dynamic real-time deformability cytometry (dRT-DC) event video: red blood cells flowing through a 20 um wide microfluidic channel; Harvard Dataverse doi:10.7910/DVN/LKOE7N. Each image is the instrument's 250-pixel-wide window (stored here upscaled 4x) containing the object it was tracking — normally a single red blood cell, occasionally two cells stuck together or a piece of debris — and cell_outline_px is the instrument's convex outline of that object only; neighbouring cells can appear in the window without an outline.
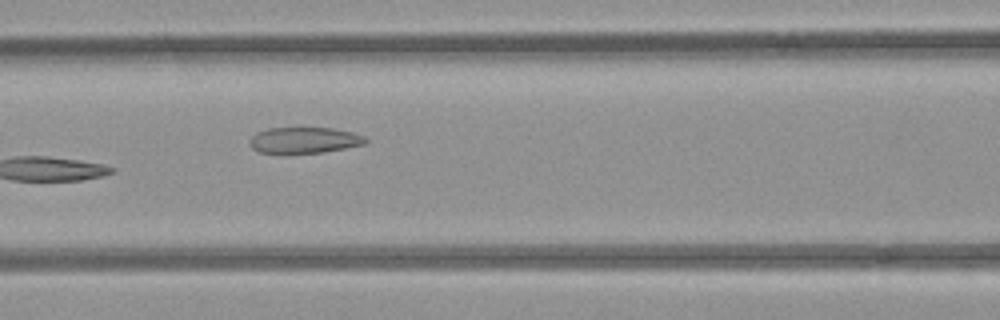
{"species": "common noctule bat (a hibernating species)", "species_latin": "Nyctalus noctula", "temperature_condition": "room temperature", "stored_images_in_passage": 6, "camera_frame_rate_fps": 3000, "um_per_image_px": 0.085, "animal": {"sex": "female", "body_mass_g": 21.9}, "frame": {"image": 1, "passage_image": 6, "time_ms": 6.0, "image_size_px": [1000, 320], "cell_outline_px": [[368, 140], [364, 144], [344, 148], [320, 152], [260, 152], [252, 148], [248, 140], [256, 132], [268, 128], [300, 124], [332, 128], [352, 132], [364, 136]], "centroid_in_image_um": [25.83, 11.84], "position_along_channel_um": 140.8, "area_um2": 18.15}}